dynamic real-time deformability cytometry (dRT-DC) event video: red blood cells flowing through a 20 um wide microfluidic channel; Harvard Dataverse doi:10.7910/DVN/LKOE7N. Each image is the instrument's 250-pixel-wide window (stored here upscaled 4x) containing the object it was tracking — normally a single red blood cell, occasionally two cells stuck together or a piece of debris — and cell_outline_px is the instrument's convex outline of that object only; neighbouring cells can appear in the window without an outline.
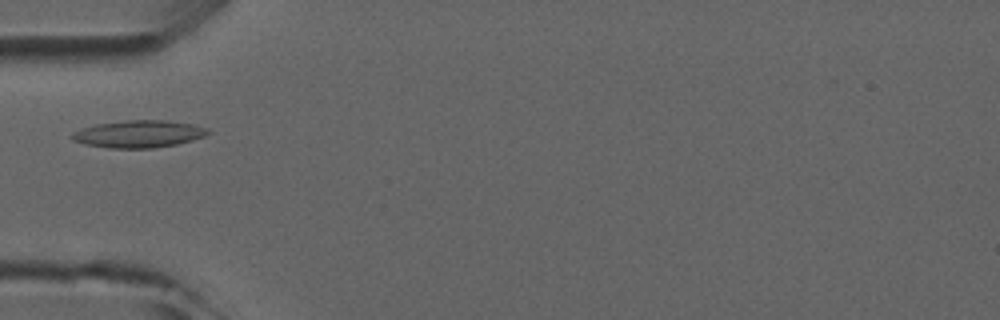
{"species": "common noctule bat (a hibernating species)", "species_latin": "Nyctalus noctula", "temperature_condition": "room temperature", "stored_images_in_passage": 4, "camera_frame_rate_fps": 3000, "um_per_image_px": 0.085, "animal": {"sex": "male", "forearm_length_mm": 52.5}, "frame": {"image": 1, "passage_image": 4, "time_ms": 3.667, "image_size_px": [1000, 320], "cell_outline_px": [[212, 132], [204, 136], [192, 140], [176, 144], [152, 148], [108, 148], [84, 144], [72, 140], [68, 136], [72, 132], [80, 128], [96, 124], [124, 120], [168, 120], [196, 124], [208, 128]], "centroid_in_image_um": [11.77, 11.37], "position_along_channel_um": 73.2, "area_um2": 21.96}}